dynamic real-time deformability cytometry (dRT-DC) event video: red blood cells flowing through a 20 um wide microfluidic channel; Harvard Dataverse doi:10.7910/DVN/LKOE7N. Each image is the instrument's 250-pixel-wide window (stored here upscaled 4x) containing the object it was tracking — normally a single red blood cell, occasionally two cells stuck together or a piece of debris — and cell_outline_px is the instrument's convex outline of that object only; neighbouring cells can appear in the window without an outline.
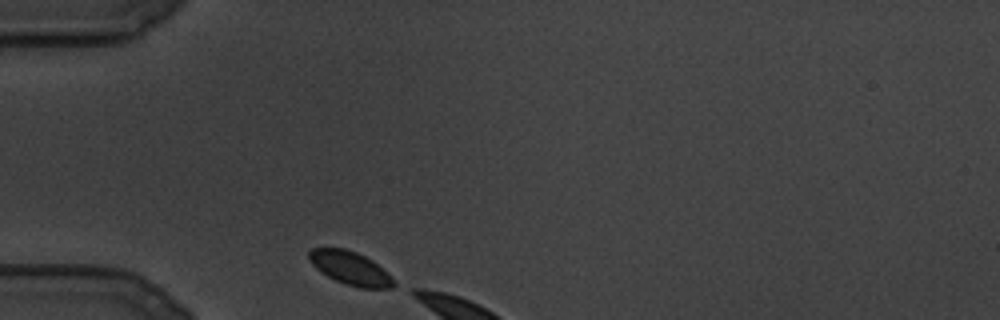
{"species": "common noctule bat (a hibernating species)", "species_latin": "Nyctalus noctula", "temperature_condition": "cold", "stored_images_in_passage": 8, "camera_frame_rate_fps": 3000, "um_per_image_px": 0.085, "animal": {"sex": "male", "body_mass_g": 19.5, "forearm_length_mm": 54.6}, "frame": {"image": 1, "passage_image": 1, "time_ms": 0.0, "image_size_px": [1000, 320], "cell_outline_px": [[396, 284], [392, 288], [360, 288], [344, 284], [328, 276], [316, 268], [312, 264], [308, 256], [308, 252], [312, 248], [344, 248], [356, 252], [372, 260], [392, 276]], "centroid_in_image_um": [29.79, 22.8], "position_along_channel_um": 55.2, "area_um2": 16.42}}